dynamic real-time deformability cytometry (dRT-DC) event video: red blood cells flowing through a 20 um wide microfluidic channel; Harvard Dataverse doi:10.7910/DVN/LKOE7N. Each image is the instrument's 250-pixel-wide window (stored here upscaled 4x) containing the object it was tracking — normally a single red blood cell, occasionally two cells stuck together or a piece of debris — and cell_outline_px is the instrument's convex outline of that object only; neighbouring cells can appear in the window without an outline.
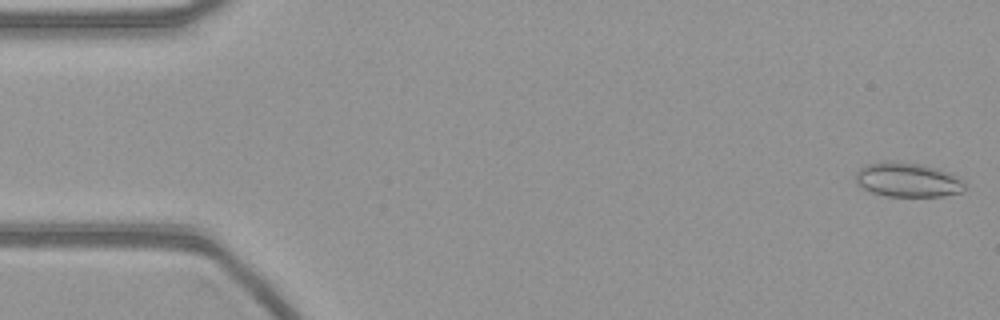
{"species": "common noctule bat (a hibernating species)", "species_latin": "Nyctalus noctula", "temperature_condition": "warm", "stored_images_in_passage": 54, "camera_frame_rate_fps": 3000, "um_per_image_px": 0.085, "animal": {"sex": "female", "body_mass_g": 21.9}, "frame": {"image": 1, "passage_image": 1, "time_ms": 0.0, "image_size_px": [1000, 320], "cell_outline_px": [[968, 184], [960, 192], [944, 196], [888, 196], [872, 192], [856, 184], [856, 172], [864, 164], [920, 164], [936, 168]], "centroid_in_image_um": [77.14, 15.34], "position_along_channel_um": 7.9, "area_um2": 20.81}}
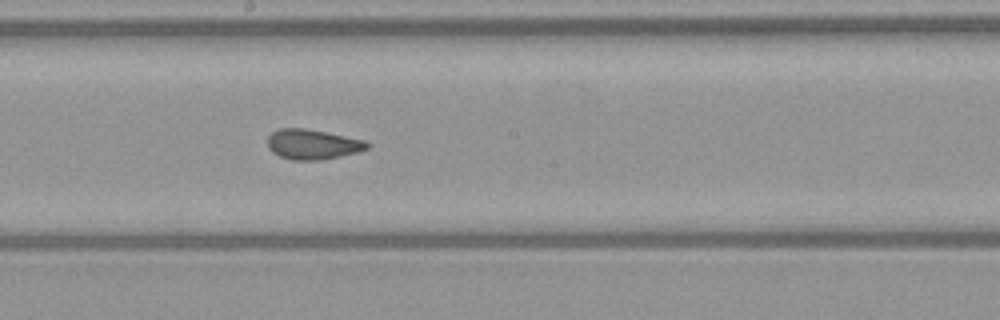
{"frame": {"image": 2, "passage_image": 29, "time_ms": 9.333, "image_size_px": [1000, 320], "cell_outline_px": [[372, 144], [368, 148], [356, 152], [340, 156], [320, 160], [292, 160], [280, 156], [272, 152], [268, 148], [268, 136], [272, 132], [280, 128], [304, 128], [364, 140]], "centroid_in_image_um": [26.55, 12.27], "position_along_channel_um": 221.7, "area_um2": 17.28}}
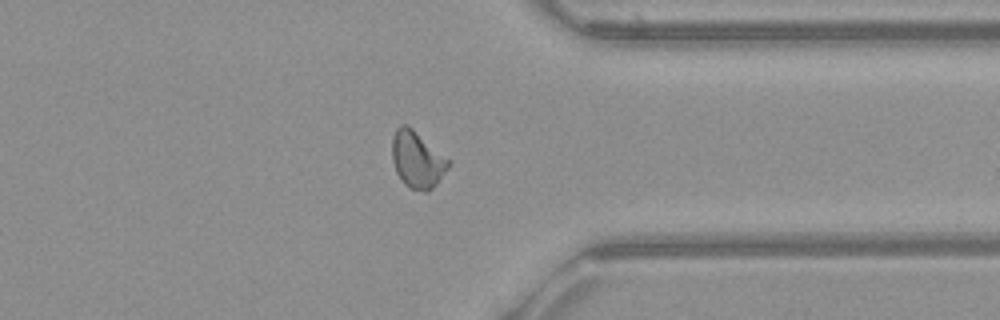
{"frame": {"image": 3, "passage_image": 42, "time_ms": 13.667, "image_size_px": [1000, 320], "cell_outline_px": [[452, 164], [436, 184], [428, 192], [424, 192], [412, 188], [404, 184], [396, 172], [392, 160], [392, 136], [396, 128], [400, 124], [408, 124], [452, 160]], "centroid_in_image_um": [35.49, 13.54], "position_along_channel_um": 375.9, "area_um2": 19.07}}